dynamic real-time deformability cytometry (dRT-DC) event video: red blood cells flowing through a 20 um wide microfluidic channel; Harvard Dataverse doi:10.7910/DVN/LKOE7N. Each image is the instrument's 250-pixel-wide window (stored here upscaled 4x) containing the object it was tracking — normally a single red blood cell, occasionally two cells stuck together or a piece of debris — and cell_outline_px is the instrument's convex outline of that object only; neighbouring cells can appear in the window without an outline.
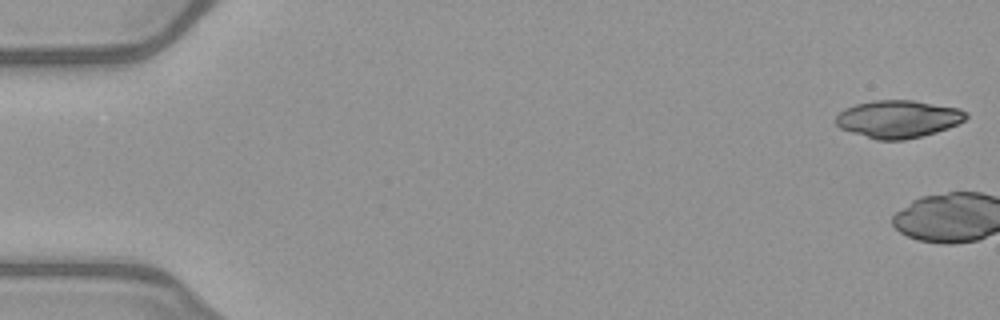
{"species": "common noctule bat (a hibernating species)", "species_latin": "Nyctalus noctula", "temperature_condition": "warm", "stored_images_in_passage": 3, "camera_frame_rate_fps": 3000, "um_per_image_px": 0.085, "animal": {"sex": "female", "body_mass_g": 21.9}, "frame": {"image": 1, "passage_image": 1, "time_ms": 0.0, "image_size_px": [1000, 320], "cell_outline_px": [[968, 116], [964, 120], [948, 128], [936, 132], [904, 140], [876, 140], [840, 128], [836, 124], [836, 116], [844, 108], [856, 104], [876, 100], [912, 100], [960, 108], [968, 112]], "centroid_in_image_um": [76.35, 10.11], "position_along_channel_um": 8.6, "area_um2": 28.44}}